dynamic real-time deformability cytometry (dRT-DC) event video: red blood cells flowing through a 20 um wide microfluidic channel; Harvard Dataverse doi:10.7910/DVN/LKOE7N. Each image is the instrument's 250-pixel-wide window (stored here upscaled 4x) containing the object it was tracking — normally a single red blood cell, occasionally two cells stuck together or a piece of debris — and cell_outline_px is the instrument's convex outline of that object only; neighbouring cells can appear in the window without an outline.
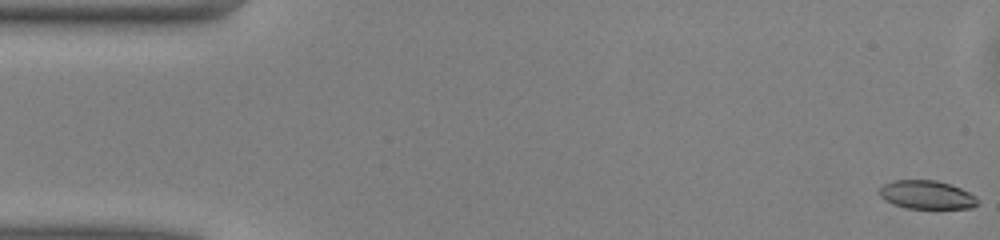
{"species": "common noctule bat (a hibernating species)", "species_latin": "Nyctalus noctula", "temperature_condition": "warm", "stored_images_in_passage": 46, "camera_frame_rate_fps": 3000, "um_per_image_px": 0.085, "animal": {"sex": "male", "body_mass_g": 13.0, "forearm_length_mm": 53.1}, "frame": {"image": 1, "passage_image": 1, "time_ms": 0.0, "image_size_px": [1000, 240], "cell_outline_px": [[976, 204], [972, 208], [908, 208], [884, 200], [876, 192], [884, 184], [892, 180], [936, 180], [952, 184], [976, 196]], "centroid_in_image_um": [78.73, 16.54], "position_along_channel_um": 6.3, "area_um2": 16.24}}
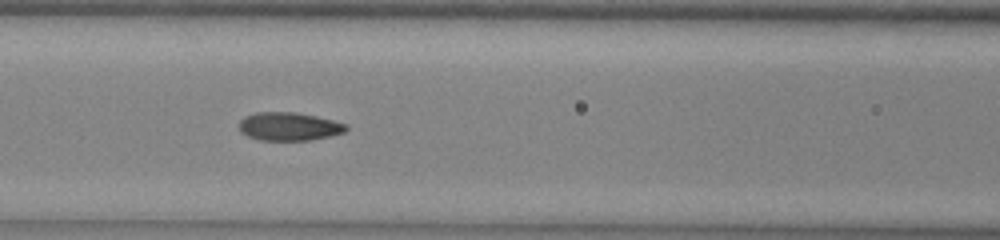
{"frame": {"image": 2, "passage_image": 21, "time_ms": 6.667, "image_size_px": [1000, 240], "cell_outline_px": [[348, 128], [344, 132], [312, 140], [260, 140], [248, 136], [240, 132], [240, 120], [244, 116], [256, 112], [296, 112], [316, 116], [348, 124]], "centroid_in_image_um": [24.56, 10.74], "position_along_channel_um": 142.0, "area_um2": 17.63}}
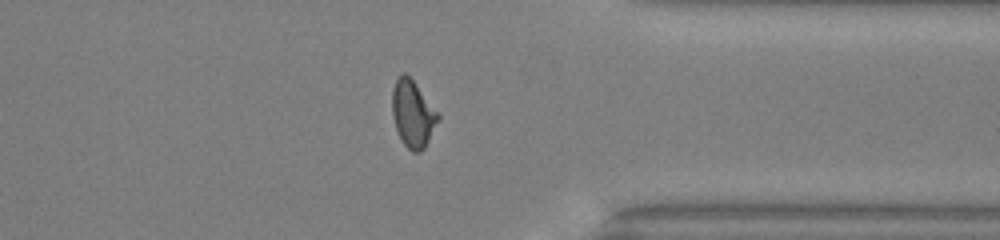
{"frame": {"image": 3, "passage_image": 39, "time_ms": 12.667, "image_size_px": [1000, 240], "cell_outline_px": [[440, 116], [424, 148], [420, 152], [412, 152], [400, 140], [392, 116], [392, 88], [400, 72], [404, 72], [412, 80]], "centroid_in_image_um": [35.04, 9.68], "position_along_channel_um": 376.4, "area_um2": 17.51}}